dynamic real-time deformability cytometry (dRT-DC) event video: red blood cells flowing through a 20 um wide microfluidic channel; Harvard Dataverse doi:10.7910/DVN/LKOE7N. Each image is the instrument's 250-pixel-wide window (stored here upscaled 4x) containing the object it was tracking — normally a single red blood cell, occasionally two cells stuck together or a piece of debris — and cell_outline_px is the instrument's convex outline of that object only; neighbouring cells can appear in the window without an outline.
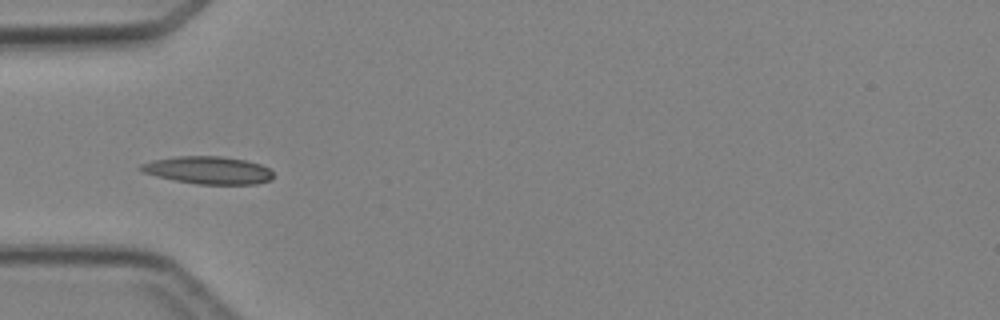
{"species": "Egyptian fruit bat (a non-hibernating species)", "species_latin": "Rousettus aegyptiacus", "temperature_condition": "cold", "stored_images_in_passage": 5, "camera_frame_rate_fps": 3000, "um_per_image_px": 0.085, "animal": {"sex": "female"}, "frame": {"image": 1, "passage_image": 4, "time_ms": 3.667, "image_size_px": [1000, 320], "cell_outline_px": [[272, 180], [256, 184], [196, 184], [156, 176], [140, 172], [136, 168], [140, 164], [152, 160], [176, 156], [220, 156], [244, 160], [260, 164], [268, 168], [272, 172]], "centroid_in_image_um": [17.64, 14.46], "position_along_channel_um": 67.4, "area_um2": 21.39}}
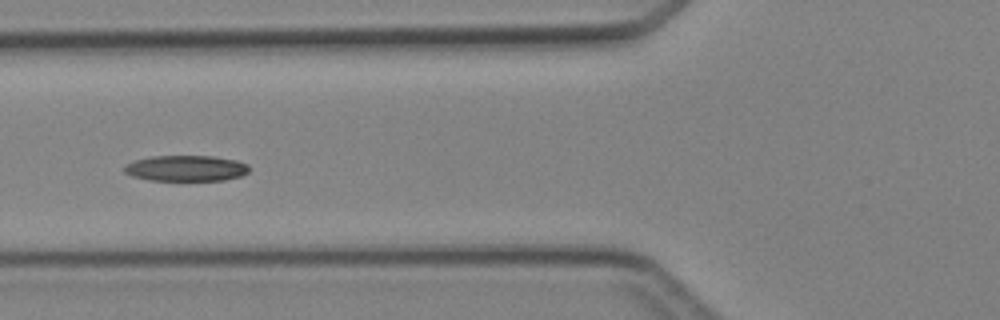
{"frame": {"image": 2, "passage_image": 5, "time_ms": 4.667, "image_size_px": [1000, 320], "cell_outline_px": [[248, 172], [240, 176], [224, 180], [148, 180], [132, 176], [124, 172], [124, 164], [136, 160], [152, 156], [212, 156], [236, 160], [248, 164]], "centroid_in_image_um": [15.79, 14.3], "position_along_channel_um": 110.0, "area_um2": 18.73}}